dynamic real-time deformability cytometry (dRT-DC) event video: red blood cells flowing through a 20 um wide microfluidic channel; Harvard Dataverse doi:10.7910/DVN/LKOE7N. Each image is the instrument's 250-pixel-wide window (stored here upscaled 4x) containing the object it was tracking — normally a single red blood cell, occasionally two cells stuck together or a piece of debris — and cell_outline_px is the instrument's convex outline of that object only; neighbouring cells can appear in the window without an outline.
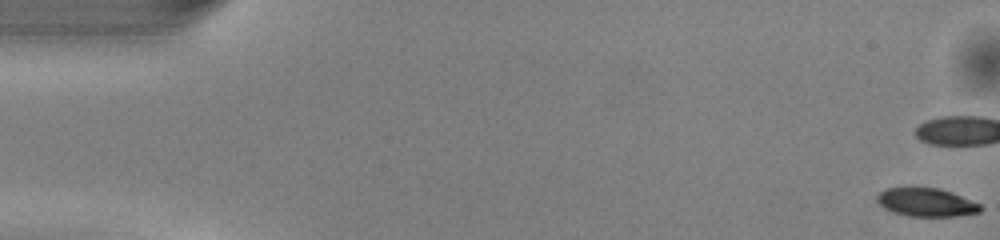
{"species": "common noctule bat (a hibernating species)", "species_latin": "Nyctalus noctula", "temperature_condition": "warm", "stored_images_in_passage": 39, "camera_frame_rate_fps": 3000, "um_per_image_px": 0.085, "animal": {"sex": "male", "body_mass_g": 13.0, "forearm_length_mm": 53.1}, "frame": {"image": 1, "passage_image": 1, "time_ms": 0.0, "image_size_px": [1000, 240], "cell_outline_px": [[984, 208], [980, 212], [956, 216], [908, 216], [884, 208], [876, 200], [876, 196], [884, 188], [912, 184], [940, 188], [952, 192], [980, 204]], "centroid_in_image_um": [78.7, 17.13], "position_along_channel_um": 6.3, "area_um2": 17.8}}